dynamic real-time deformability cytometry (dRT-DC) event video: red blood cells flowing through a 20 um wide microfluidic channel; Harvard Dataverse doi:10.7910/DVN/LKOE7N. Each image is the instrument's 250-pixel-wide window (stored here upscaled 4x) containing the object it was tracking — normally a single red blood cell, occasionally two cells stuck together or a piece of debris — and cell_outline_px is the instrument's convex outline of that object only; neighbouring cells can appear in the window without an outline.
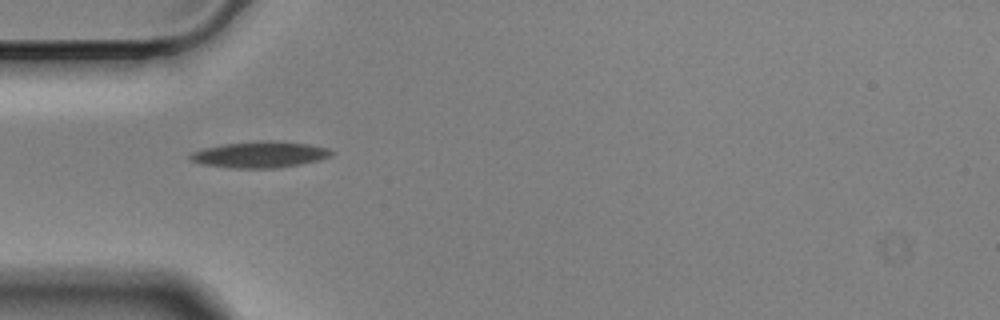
{"species": "Egyptian fruit bat (a non-hibernating species)", "species_latin": "Rousettus aegyptiacus", "temperature_condition": "cold", "stored_images_in_passage": 41, "camera_frame_rate_fps": 3000, "um_per_image_px": 0.085, "animal": {"sex": "male"}, "frame": {"image": 1, "passage_image": 1, "time_ms": 0.0, "image_size_px": [1000, 320], "cell_outline_px": [[332, 156], [300, 164], [276, 168], [228, 168], [200, 164], [192, 160], [188, 156], [192, 152], [204, 148], [224, 144], [260, 140], [272, 140], [308, 144], [328, 148], [332, 152]], "centroid_in_image_um": [22.06, 13.14], "position_along_channel_um": 62.9, "area_um2": 21.56}}
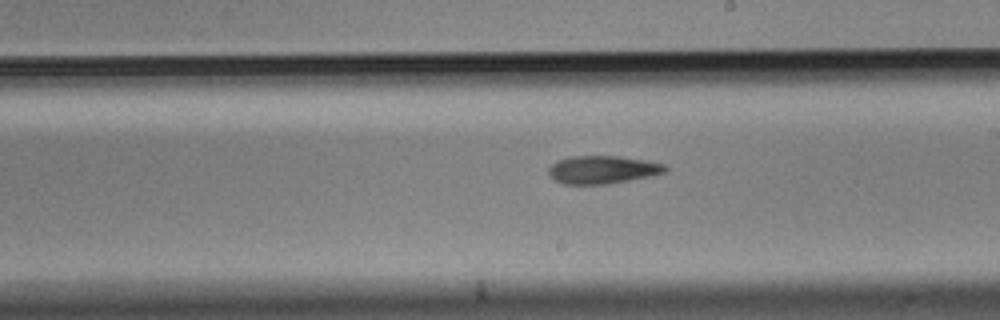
{"frame": {"image": 2, "passage_image": 16, "time_ms": 5.0, "image_size_px": [1000, 320], "cell_outline_px": [[668, 168], [664, 172], [648, 176], [608, 184], [564, 184], [556, 180], [548, 172], [548, 168], [556, 160], [572, 156], [620, 156], [644, 160], [664, 164]], "centroid_in_image_um": [51.19, 14.41], "position_along_channel_um": 237.8, "area_um2": 18.79}}
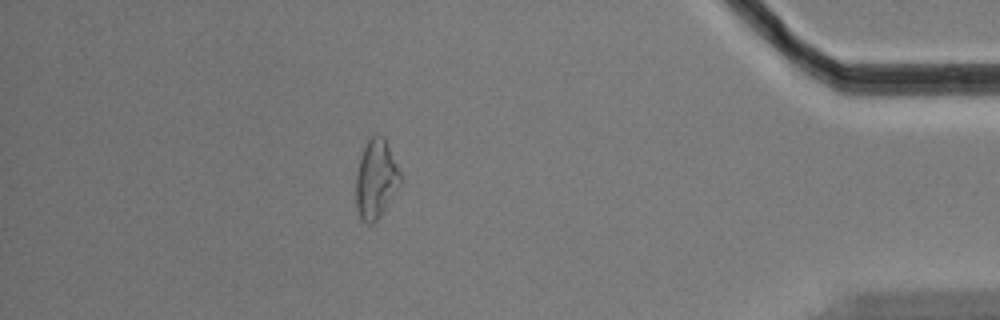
{"frame": {"image": 3, "passage_image": 34, "time_ms": 11.0, "image_size_px": [1000, 320], "cell_outline_px": [[400, 184], [376, 220], [372, 224], [368, 224], [360, 216], [356, 208], [356, 172], [360, 156], [368, 140], [376, 132], [384, 136], [400, 172]], "centroid_in_image_um": [31.93, 15.17], "position_along_channel_um": 403.3, "area_um2": 20.06}, "authors_computed_cell_mechanics": {"area_um2": 19.4786, "velocity_mm_per_s": 3.4988, "shape_relaxation_time_tau1_ms": 10.9083, "shape_relaxation_time_tau2_ms": null, "deformation_change_tau1": 0.2188, "deformation_change_tau2": null}}